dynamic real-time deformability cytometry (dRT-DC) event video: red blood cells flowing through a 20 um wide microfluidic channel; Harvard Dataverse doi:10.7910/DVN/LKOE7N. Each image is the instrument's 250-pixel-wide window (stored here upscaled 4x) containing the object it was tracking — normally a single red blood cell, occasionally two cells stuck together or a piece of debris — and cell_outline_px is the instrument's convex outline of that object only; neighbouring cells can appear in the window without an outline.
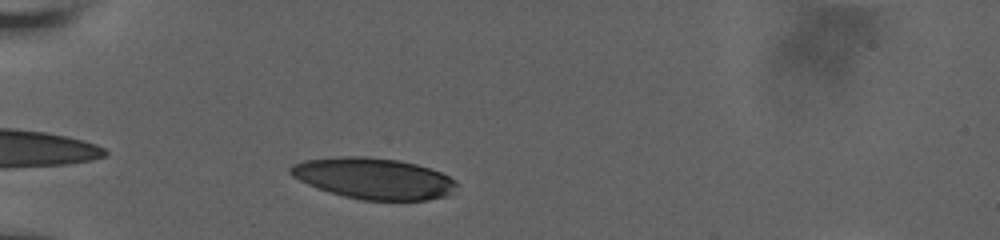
{"species": "human", "species_latin": "Homo sapiens", "temperature_condition": "room temperature", "stored_images_in_passage": 11, "camera_frame_rate_fps": 3000, "um_per_image_px": 0.085, "donor": {"sex": "male"}, "frame": {"image": 1, "passage_image": 2, "time_ms": 0.333, "image_size_px": [1000, 240], "cell_outline_px": [[456, 184], [452, 192], [444, 196], [428, 200], [360, 200], [328, 192], [316, 188], [292, 176], [288, 172], [288, 168], [292, 164], [304, 160], [340, 156], [364, 156], [400, 160], [416, 164], [440, 172], [456, 180]], "centroid_in_image_um": [31.71, 15.16], "position_along_channel_um": 53.3, "area_um2": 39.88}}
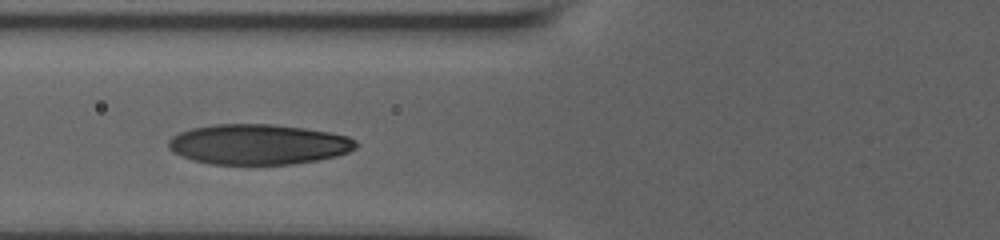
{"frame": {"image": 2, "passage_image": 6, "time_ms": 2.333, "image_size_px": [1000, 240], "cell_outline_px": [[360, 144], [356, 148], [348, 152], [336, 156], [316, 160], [292, 164], [212, 164], [192, 160], [180, 156], [172, 152], [168, 148], [168, 140], [172, 136], [180, 132], [192, 128], [216, 124], [272, 124], [304, 128], [328, 132], [348, 136], [356, 140]], "centroid_in_image_um": [21.95, 12.27], "position_along_channel_um": 103.8, "area_um2": 44.16}}
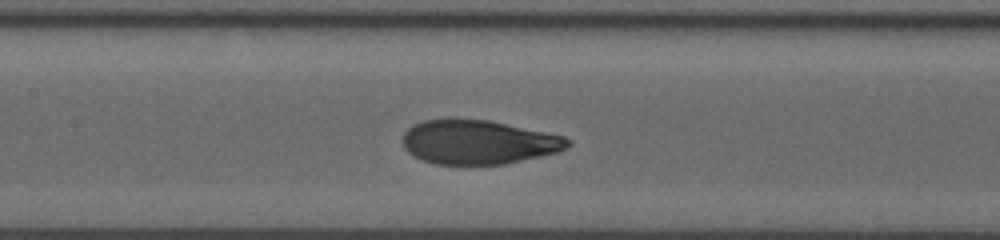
{"frame": {"image": 3, "passage_image": 10, "time_ms": 4.0, "image_size_px": [1000, 240], "cell_outline_px": [[572, 144], [556, 152], [504, 164], [436, 164], [412, 156], [404, 148], [400, 140], [404, 132], [412, 124], [424, 120], [456, 116], [488, 120], [564, 136], [572, 140]], "centroid_in_image_um": [40.57, 12.04], "position_along_channel_um": 166.8, "area_um2": 43.0}}